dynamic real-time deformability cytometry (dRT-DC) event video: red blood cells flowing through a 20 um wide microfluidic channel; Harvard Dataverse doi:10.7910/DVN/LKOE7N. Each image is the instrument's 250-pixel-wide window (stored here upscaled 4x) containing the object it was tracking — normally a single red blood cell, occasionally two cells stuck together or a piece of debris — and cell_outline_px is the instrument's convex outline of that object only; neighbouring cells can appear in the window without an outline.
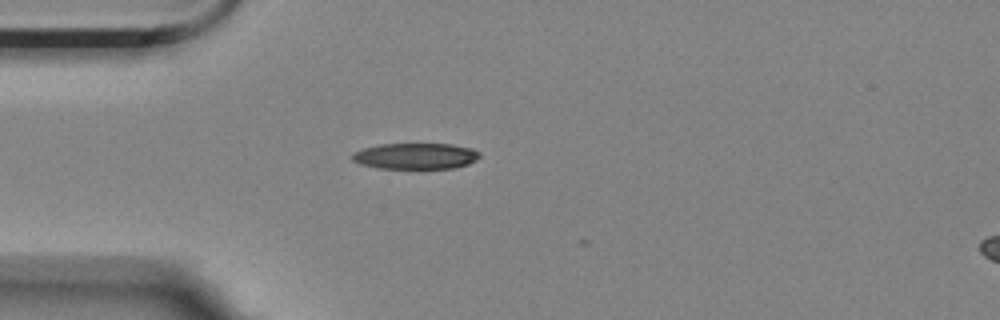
{"species": "Egyptian fruit bat (a non-hibernating species)", "species_latin": "Rousettus aegyptiacus", "temperature_condition": "room temperature", "stored_images_in_passage": 2, "camera_frame_rate_fps": 3000, "um_per_image_px": 0.085, "animal": {"sex": "female"}, "frame": {"image": 1, "passage_image": 1, "time_ms": 0.0, "image_size_px": [1000, 320], "cell_outline_px": [[480, 156], [476, 160], [468, 164], [456, 168], [376, 168], [360, 164], [352, 160], [352, 152], [364, 148], [380, 144], [452, 144], [472, 148], [480, 152]], "centroid_in_image_um": [35.33, 13.26], "position_along_channel_um": 49.7, "area_um2": 19.42}}